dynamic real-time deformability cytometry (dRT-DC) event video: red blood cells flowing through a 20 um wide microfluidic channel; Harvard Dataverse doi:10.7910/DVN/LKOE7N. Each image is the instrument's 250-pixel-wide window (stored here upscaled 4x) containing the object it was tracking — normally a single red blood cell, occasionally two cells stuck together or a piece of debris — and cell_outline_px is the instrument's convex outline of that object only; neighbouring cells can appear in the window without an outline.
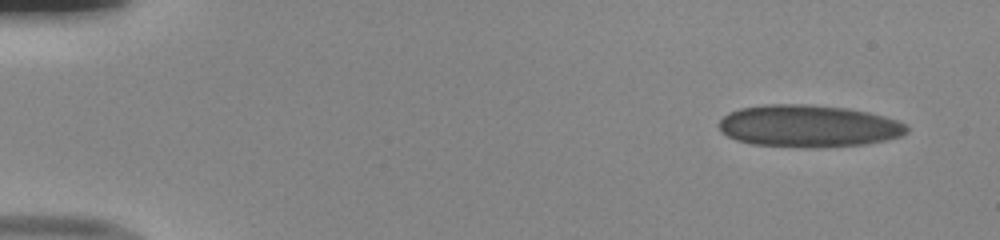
{"species": "human", "species_latin": "Homo sapiens", "temperature_condition": "room temperature", "stored_images_in_passage": 43, "camera_frame_rate_fps": 3000, "um_per_image_px": 0.085, "donor": {"sex": "male"}, "frame": {"image": 1, "passage_image": 1, "time_ms": 0.0, "image_size_px": [1000, 240], "cell_outline_px": [[908, 132], [900, 136], [884, 140], [864, 144], [812, 148], [804, 148], [752, 144], [736, 140], [728, 136], [720, 128], [720, 120], [728, 112], [740, 108], [764, 104], [804, 104], [848, 108], [868, 112], [896, 120], [904, 124], [908, 128]], "centroid_in_image_um": [68.69, 10.71], "position_along_channel_um": 16.3, "area_um2": 46.07}}
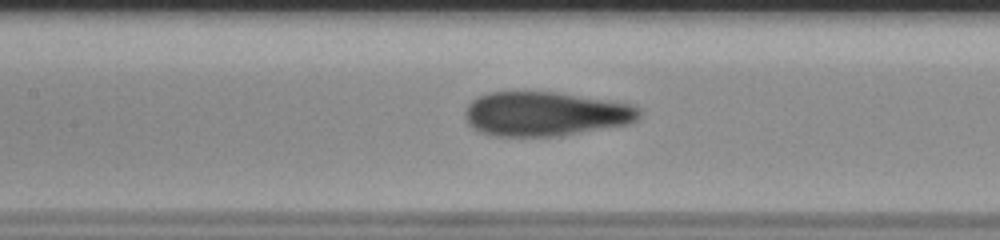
{"frame": {"image": 2, "passage_image": 22, "time_ms": 7.0, "image_size_px": [1000, 240], "cell_outline_px": [[640, 116], [636, 120], [628, 124], [560, 136], [492, 136], [480, 132], [472, 128], [468, 124], [464, 116], [464, 112], [468, 104], [472, 100], [488, 92], [556, 92], [632, 104], [640, 108]], "centroid_in_image_um": [46.33, 9.69], "position_along_channel_um": 161.1, "area_um2": 45.08}}
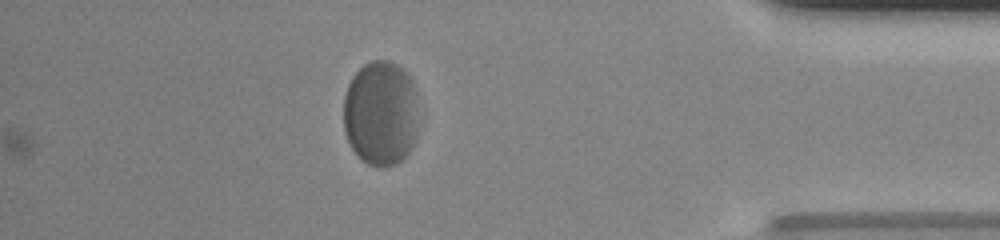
{"frame": {"image": 3, "passage_image": 43, "time_ms": 14.0, "image_size_px": [1000, 240], "cell_outline_px": [[420, 124], [416, 140], [412, 148], [396, 164], [384, 168], [376, 168], [368, 164], [352, 148], [344, 132], [344, 96], [348, 84], [352, 76], [364, 64], [372, 60], [388, 60], [396, 64], [412, 80], [416, 88], [420, 116]], "centroid_in_image_um": [32.41, 9.64], "position_along_channel_um": 402.8, "area_um2": 47.05}, "authors_computed_cell_mechanics": {"area_um2": 45.4886, "velocity_mm_per_s": 3.9288, "shape_relaxation_time_tau1_ms": 4.8071, "shape_relaxation_time_tau2_ms": null, "deformation_change_tau1": 0.1354, "deformation_change_tau2": null}}